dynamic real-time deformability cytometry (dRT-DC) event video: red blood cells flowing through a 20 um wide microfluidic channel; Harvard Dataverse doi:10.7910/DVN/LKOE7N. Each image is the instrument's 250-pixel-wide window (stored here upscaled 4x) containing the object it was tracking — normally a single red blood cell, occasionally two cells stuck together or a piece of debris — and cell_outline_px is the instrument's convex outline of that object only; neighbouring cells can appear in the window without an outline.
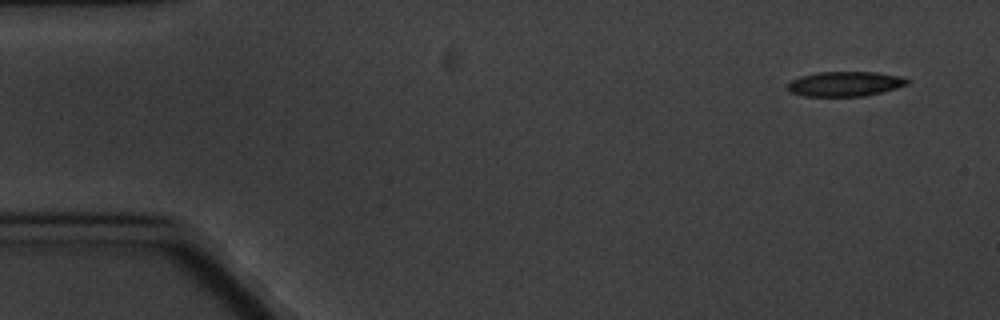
{"species": "common noctule bat (a hibernating species)", "species_latin": "Nyctalus noctula", "temperature_condition": "cold", "stored_images_in_passage": 4, "camera_frame_rate_fps": 3000, "um_per_image_px": 0.085, "animal": {"sex": "male", "body_mass_g": 20.1, "forearm_length_mm": 53.5}, "frame": {"image": 1, "passage_image": 1, "time_ms": 0.0, "image_size_px": [1000, 320], "cell_outline_px": [[908, 84], [896, 88], [864, 96], [804, 96], [788, 92], [788, 84], [792, 80], [800, 76], [816, 72], [876, 72], [896, 76], [908, 80]], "centroid_in_image_um": [71.76, 7.13], "position_along_channel_um": 13.2, "area_um2": 17.11}}